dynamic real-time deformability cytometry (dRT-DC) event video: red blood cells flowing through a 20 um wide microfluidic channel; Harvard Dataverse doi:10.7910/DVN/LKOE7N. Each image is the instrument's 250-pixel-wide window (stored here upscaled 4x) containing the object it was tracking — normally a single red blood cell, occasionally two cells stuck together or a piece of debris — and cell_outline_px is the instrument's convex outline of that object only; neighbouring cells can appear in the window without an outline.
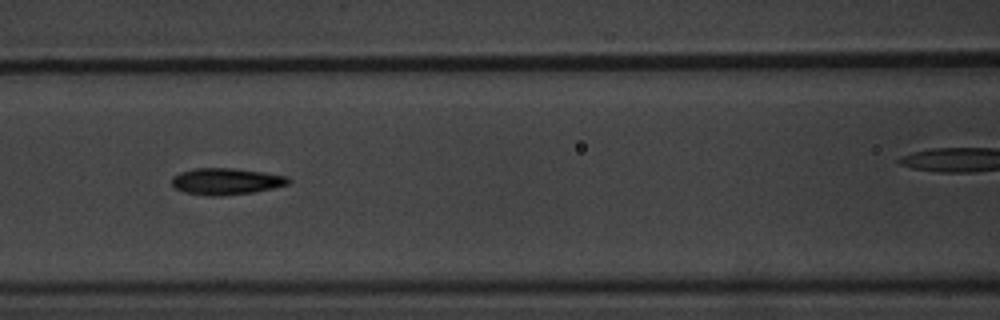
{"species": "common noctule bat (a hibernating species)", "species_latin": "Nyctalus noctula", "temperature_condition": "warm", "stored_images_in_passage": 6, "segment_of_instrument_passage": [1, 2], "camera_frame_rate_fps": 3000, "um_per_image_px": 0.085, "animal": {"sex": "male", "body_mass_g": 20.1, "forearm_length_mm": 53.5}, "frame": {"image": 1, "passage_image": 4, "time_ms": 3.667, "image_size_px": [1000, 320], "cell_outline_px": [[292, 180], [288, 184], [272, 188], [252, 192], [220, 196], [208, 196], [184, 192], [172, 188], [172, 176], [180, 172], [196, 168], [232, 168], [264, 172], [288, 176]], "centroid_in_image_um": [19.2, 15.41], "position_along_channel_um": 147.4, "area_um2": 18.15}}
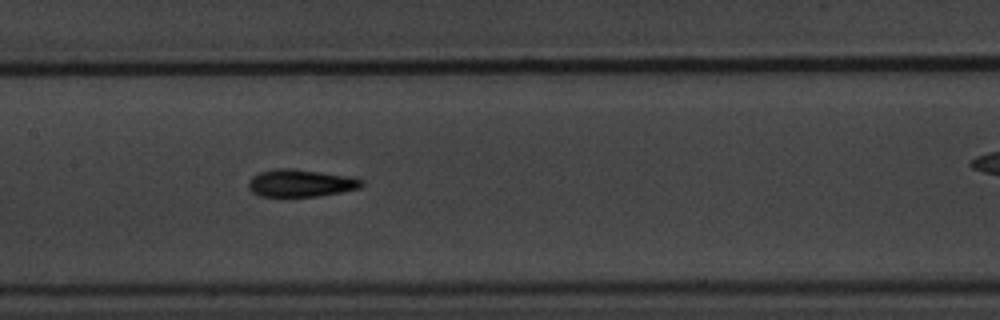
{"frame": {"image": 2, "passage_image": 5, "time_ms": 4.667, "image_size_px": [1000, 320], "cell_outline_px": [[364, 184], [360, 188], [340, 192], [316, 196], [260, 196], [252, 192], [248, 188], [248, 180], [252, 176], [260, 172], [276, 168], [292, 168], [352, 176], [364, 180]], "centroid_in_image_um": [25.56, 15.55], "position_along_channel_um": 181.8, "area_um2": 18.21}}